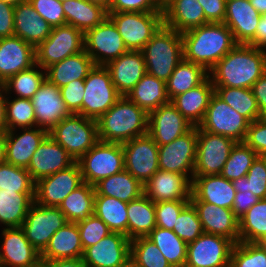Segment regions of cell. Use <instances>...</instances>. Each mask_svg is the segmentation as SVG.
Instances as JSON below:
<instances>
[{"label":"cell","instance_id":"cell-70","mask_svg":"<svg viewBox=\"0 0 266 267\" xmlns=\"http://www.w3.org/2000/svg\"><path fill=\"white\" fill-rule=\"evenodd\" d=\"M91 3H95L98 5H101L103 8H105L106 10L109 9V6L111 4V0H88Z\"/></svg>","mask_w":266,"mask_h":267},{"label":"cell","instance_id":"cell-14","mask_svg":"<svg viewBox=\"0 0 266 267\" xmlns=\"http://www.w3.org/2000/svg\"><path fill=\"white\" fill-rule=\"evenodd\" d=\"M234 245L224 236L203 233L188 243L184 267H230Z\"/></svg>","mask_w":266,"mask_h":267},{"label":"cell","instance_id":"cell-67","mask_svg":"<svg viewBox=\"0 0 266 267\" xmlns=\"http://www.w3.org/2000/svg\"><path fill=\"white\" fill-rule=\"evenodd\" d=\"M7 131L8 130H0V164L5 162Z\"/></svg>","mask_w":266,"mask_h":267},{"label":"cell","instance_id":"cell-24","mask_svg":"<svg viewBox=\"0 0 266 267\" xmlns=\"http://www.w3.org/2000/svg\"><path fill=\"white\" fill-rule=\"evenodd\" d=\"M197 211L204 233L224 236L239 242V219L232 209L202 201H190Z\"/></svg>","mask_w":266,"mask_h":267},{"label":"cell","instance_id":"cell-39","mask_svg":"<svg viewBox=\"0 0 266 267\" xmlns=\"http://www.w3.org/2000/svg\"><path fill=\"white\" fill-rule=\"evenodd\" d=\"M34 201L35 193L0 190V223L7 228L21 227Z\"/></svg>","mask_w":266,"mask_h":267},{"label":"cell","instance_id":"cell-7","mask_svg":"<svg viewBox=\"0 0 266 267\" xmlns=\"http://www.w3.org/2000/svg\"><path fill=\"white\" fill-rule=\"evenodd\" d=\"M128 50L141 51L163 25V12H107Z\"/></svg>","mask_w":266,"mask_h":267},{"label":"cell","instance_id":"cell-44","mask_svg":"<svg viewBox=\"0 0 266 267\" xmlns=\"http://www.w3.org/2000/svg\"><path fill=\"white\" fill-rule=\"evenodd\" d=\"M214 93L250 123L261 118L252 89L214 87Z\"/></svg>","mask_w":266,"mask_h":267},{"label":"cell","instance_id":"cell-53","mask_svg":"<svg viewBox=\"0 0 266 267\" xmlns=\"http://www.w3.org/2000/svg\"><path fill=\"white\" fill-rule=\"evenodd\" d=\"M173 231L187 244L204 233L197 211L191 203L178 215Z\"/></svg>","mask_w":266,"mask_h":267},{"label":"cell","instance_id":"cell-41","mask_svg":"<svg viewBox=\"0 0 266 267\" xmlns=\"http://www.w3.org/2000/svg\"><path fill=\"white\" fill-rule=\"evenodd\" d=\"M208 76L209 73L203 66L183 59L166 82L170 101L200 85Z\"/></svg>","mask_w":266,"mask_h":267},{"label":"cell","instance_id":"cell-36","mask_svg":"<svg viewBox=\"0 0 266 267\" xmlns=\"http://www.w3.org/2000/svg\"><path fill=\"white\" fill-rule=\"evenodd\" d=\"M144 185L125 169L94 185L95 195L114 197L128 203L144 194Z\"/></svg>","mask_w":266,"mask_h":267},{"label":"cell","instance_id":"cell-55","mask_svg":"<svg viewBox=\"0 0 266 267\" xmlns=\"http://www.w3.org/2000/svg\"><path fill=\"white\" fill-rule=\"evenodd\" d=\"M190 203V200L161 201L155 203L156 226L172 230L180 212Z\"/></svg>","mask_w":266,"mask_h":267},{"label":"cell","instance_id":"cell-4","mask_svg":"<svg viewBox=\"0 0 266 267\" xmlns=\"http://www.w3.org/2000/svg\"><path fill=\"white\" fill-rule=\"evenodd\" d=\"M141 51L147 73L167 82L184 59L182 35L162 25Z\"/></svg>","mask_w":266,"mask_h":267},{"label":"cell","instance_id":"cell-61","mask_svg":"<svg viewBox=\"0 0 266 267\" xmlns=\"http://www.w3.org/2000/svg\"><path fill=\"white\" fill-rule=\"evenodd\" d=\"M259 200L251 191H236L232 211L240 219Z\"/></svg>","mask_w":266,"mask_h":267},{"label":"cell","instance_id":"cell-56","mask_svg":"<svg viewBox=\"0 0 266 267\" xmlns=\"http://www.w3.org/2000/svg\"><path fill=\"white\" fill-rule=\"evenodd\" d=\"M36 12L52 27L66 24L62 2L59 0H29Z\"/></svg>","mask_w":266,"mask_h":267},{"label":"cell","instance_id":"cell-18","mask_svg":"<svg viewBox=\"0 0 266 267\" xmlns=\"http://www.w3.org/2000/svg\"><path fill=\"white\" fill-rule=\"evenodd\" d=\"M131 254V240L111 232L98 243L83 250L82 261L86 267H118Z\"/></svg>","mask_w":266,"mask_h":267},{"label":"cell","instance_id":"cell-28","mask_svg":"<svg viewBox=\"0 0 266 267\" xmlns=\"http://www.w3.org/2000/svg\"><path fill=\"white\" fill-rule=\"evenodd\" d=\"M235 194L232 181L220 174L193 176L190 201H202L232 209Z\"/></svg>","mask_w":266,"mask_h":267},{"label":"cell","instance_id":"cell-60","mask_svg":"<svg viewBox=\"0 0 266 267\" xmlns=\"http://www.w3.org/2000/svg\"><path fill=\"white\" fill-rule=\"evenodd\" d=\"M203 7L207 23H223L226 0H198Z\"/></svg>","mask_w":266,"mask_h":267},{"label":"cell","instance_id":"cell-25","mask_svg":"<svg viewBox=\"0 0 266 267\" xmlns=\"http://www.w3.org/2000/svg\"><path fill=\"white\" fill-rule=\"evenodd\" d=\"M121 96H127L147 73L142 51L129 50L105 66Z\"/></svg>","mask_w":266,"mask_h":267},{"label":"cell","instance_id":"cell-35","mask_svg":"<svg viewBox=\"0 0 266 267\" xmlns=\"http://www.w3.org/2000/svg\"><path fill=\"white\" fill-rule=\"evenodd\" d=\"M127 237H147L156 227L155 203L145 194L127 203Z\"/></svg>","mask_w":266,"mask_h":267},{"label":"cell","instance_id":"cell-51","mask_svg":"<svg viewBox=\"0 0 266 267\" xmlns=\"http://www.w3.org/2000/svg\"><path fill=\"white\" fill-rule=\"evenodd\" d=\"M236 191H251L259 199L266 198V165L258 156L245 177L232 181Z\"/></svg>","mask_w":266,"mask_h":267},{"label":"cell","instance_id":"cell-68","mask_svg":"<svg viewBox=\"0 0 266 267\" xmlns=\"http://www.w3.org/2000/svg\"><path fill=\"white\" fill-rule=\"evenodd\" d=\"M249 2L260 14L266 12V0H249Z\"/></svg>","mask_w":266,"mask_h":267},{"label":"cell","instance_id":"cell-32","mask_svg":"<svg viewBox=\"0 0 266 267\" xmlns=\"http://www.w3.org/2000/svg\"><path fill=\"white\" fill-rule=\"evenodd\" d=\"M214 94V86L208 76L200 85L174 97L170 102L192 126H199Z\"/></svg>","mask_w":266,"mask_h":267},{"label":"cell","instance_id":"cell-1","mask_svg":"<svg viewBox=\"0 0 266 267\" xmlns=\"http://www.w3.org/2000/svg\"><path fill=\"white\" fill-rule=\"evenodd\" d=\"M208 73L214 87L251 89L266 73V50L236 44Z\"/></svg>","mask_w":266,"mask_h":267},{"label":"cell","instance_id":"cell-50","mask_svg":"<svg viewBox=\"0 0 266 267\" xmlns=\"http://www.w3.org/2000/svg\"><path fill=\"white\" fill-rule=\"evenodd\" d=\"M130 255L142 267H172L156 244L148 237L131 240Z\"/></svg>","mask_w":266,"mask_h":267},{"label":"cell","instance_id":"cell-63","mask_svg":"<svg viewBox=\"0 0 266 267\" xmlns=\"http://www.w3.org/2000/svg\"><path fill=\"white\" fill-rule=\"evenodd\" d=\"M261 118H266V73H264L252 86Z\"/></svg>","mask_w":266,"mask_h":267},{"label":"cell","instance_id":"cell-9","mask_svg":"<svg viewBox=\"0 0 266 267\" xmlns=\"http://www.w3.org/2000/svg\"><path fill=\"white\" fill-rule=\"evenodd\" d=\"M82 116L98 120L121 97L105 66H94L84 79Z\"/></svg>","mask_w":266,"mask_h":267},{"label":"cell","instance_id":"cell-42","mask_svg":"<svg viewBox=\"0 0 266 267\" xmlns=\"http://www.w3.org/2000/svg\"><path fill=\"white\" fill-rule=\"evenodd\" d=\"M94 214L103 220L111 232L127 236V203L103 195H95Z\"/></svg>","mask_w":266,"mask_h":267},{"label":"cell","instance_id":"cell-23","mask_svg":"<svg viewBox=\"0 0 266 267\" xmlns=\"http://www.w3.org/2000/svg\"><path fill=\"white\" fill-rule=\"evenodd\" d=\"M143 187L154 203L191 199L192 181L183 174L159 169Z\"/></svg>","mask_w":266,"mask_h":267},{"label":"cell","instance_id":"cell-33","mask_svg":"<svg viewBox=\"0 0 266 267\" xmlns=\"http://www.w3.org/2000/svg\"><path fill=\"white\" fill-rule=\"evenodd\" d=\"M82 255L79 228L76 223L67 222L50 238L40 258L41 260L79 259Z\"/></svg>","mask_w":266,"mask_h":267},{"label":"cell","instance_id":"cell-20","mask_svg":"<svg viewBox=\"0 0 266 267\" xmlns=\"http://www.w3.org/2000/svg\"><path fill=\"white\" fill-rule=\"evenodd\" d=\"M0 267H36L40 253L27 240L21 227L4 228Z\"/></svg>","mask_w":266,"mask_h":267},{"label":"cell","instance_id":"cell-13","mask_svg":"<svg viewBox=\"0 0 266 267\" xmlns=\"http://www.w3.org/2000/svg\"><path fill=\"white\" fill-rule=\"evenodd\" d=\"M66 223L65 215L58 207L42 206L34 201L21 228L27 240L41 254L54 233Z\"/></svg>","mask_w":266,"mask_h":267},{"label":"cell","instance_id":"cell-5","mask_svg":"<svg viewBox=\"0 0 266 267\" xmlns=\"http://www.w3.org/2000/svg\"><path fill=\"white\" fill-rule=\"evenodd\" d=\"M49 135L77 162L98 141L97 120L80 114H71L50 131Z\"/></svg>","mask_w":266,"mask_h":267},{"label":"cell","instance_id":"cell-57","mask_svg":"<svg viewBox=\"0 0 266 267\" xmlns=\"http://www.w3.org/2000/svg\"><path fill=\"white\" fill-rule=\"evenodd\" d=\"M107 12H163L159 0H111Z\"/></svg>","mask_w":266,"mask_h":267},{"label":"cell","instance_id":"cell-43","mask_svg":"<svg viewBox=\"0 0 266 267\" xmlns=\"http://www.w3.org/2000/svg\"><path fill=\"white\" fill-rule=\"evenodd\" d=\"M147 237L156 244L172 267L185 266L188 244L174 231L156 226Z\"/></svg>","mask_w":266,"mask_h":267},{"label":"cell","instance_id":"cell-73","mask_svg":"<svg viewBox=\"0 0 266 267\" xmlns=\"http://www.w3.org/2000/svg\"><path fill=\"white\" fill-rule=\"evenodd\" d=\"M260 157L262 158V160L264 161V163L266 165V153L260 155Z\"/></svg>","mask_w":266,"mask_h":267},{"label":"cell","instance_id":"cell-12","mask_svg":"<svg viewBox=\"0 0 266 267\" xmlns=\"http://www.w3.org/2000/svg\"><path fill=\"white\" fill-rule=\"evenodd\" d=\"M236 142L197 126V152L193 176L219 175Z\"/></svg>","mask_w":266,"mask_h":267},{"label":"cell","instance_id":"cell-16","mask_svg":"<svg viewBox=\"0 0 266 267\" xmlns=\"http://www.w3.org/2000/svg\"><path fill=\"white\" fill-rule=\"evenodd\" d=\"M122 147L125 170L145 185L159 170L158 144L147 133L128 140Z\"/></svg>","mask_w":266,"mask_h":267},{"label":"cell","instance_id":"cell-46","mask_svg":"<svg viewBox=\"0 0 266 267\" xmlns=\"http://www.w3.org/2000/svg\"><path fill=\"white\" fill-rule=\"evenodd\" d=\"M258 156L245 142H236L220 175L230 181L245 177Z\"/></svg>","mask_w":266,"mask_h":267},{"label":"cell","instance_id":"cell-26","mask_svg":"<svg viewBox=\"0 0 266 267\" xmlns=\"http://www.w3.org/2000/svg\"><path fill=\"white\" fill-rule=\"evenodd\" d=\"M35 64V48L20 37L0 39V83Z\"/></svg>","mask_w":266,"mask_h":267},{"label":"cell","instance_id":"cell-17","mask_svg":"<svg viewBox=\"0 0 266 267\" xmlns=\"http://www.w3.org/2000/svg\"><path fill=\"white\" fill-rule=\"evenodd\" d=\"M83 183L80 166L75 162L65 170L39 179L35 186V202L42 206L59 207Z\"/></svg>","mask_w":266,"mask_h":267},{"label":"cell","instance_id":"cell-71","mask_svg":"<svg viewBox=\"0 0 266 267\" xmlns=\"http://www.w3.org/2000/svg\"><path fill=\"white\" fill-rule=\"evenodd\" d=\"M0 1L3 2V3L10 4L12 6H15V5H17V4L21 3V2H25L27 0H0Z\"/></svg>","mask_w":266,"mask_h":267},{"label":"cell","instance_id":"cell-72","mask_svg":"<svg viewBox=\"0 0 266 267\" xmlns=\"http://www.w3.org/2000/svg\"><path fill=\"white\" fill-rule=\"evenodd\" d=\"M259 243L266 249V236Z\"/></svg>","mask_w":266,"mask_h":267},{"label":"cell","instance_id":"cell-38","mask_svg":"<svg viewBox=\"0 0 266 267\" xmlns=\"http://www.w3.org/2000/svg\"><path fill=\"white\" fill-rule=\"evenodd\" d=\"M66 24L85 33L99 25L107 16V10L88 0H69L62 3Z\"/></svg>","mask_w":266,"mask_h":267},{"label":"cell","instance_id":"cell-64","mask_svg":"<svg viewBox=\"0 0 266 267\" xmlns=\"http://www.w3.org/2000/svg\"><path fill=\"white\" fill-rule=\"evenodd\" d=\"M247 44L258 49H266V12L261 14L255 36Z\"/></svg>","mask_w":266,"mask_h":267},{"label":"cell","instance_id":"cell-34","mask_svg":"<svg viewBox=\"0 0 266 267\" xmlns=\"http://www.w3.org/2000/svg\"><path fill=\"white\" fill-rule=\"evenodd\" d=\"M95 63L85 50L69 56L46 69V79L61 88L72 81L84 80Z\"/></svg>","mask_w":266,"mask_h":267},{"label":"cell","instance_id":"cell-15","mask_svg":"<svg viewBox=\"0 0 266 267\" xmlns=\"http://www.w3.org/2000/svg\"><path fill=\"white\" fill-rule=\"evenodd\" d=\"M197 152V127L165 145H158L159 169L186 175L191 181ZM187 173H191V178Z\"/></svg>","mask_w":266,"mask_h":267},{"label":"cell","instance_id":"cell-27","mask_svg":"<svg viewBox=\"0 0 266 267\" xmlns=\"http://www.w3.org/2000/svg\"><path fill=\"white\" fill-rule=\"evenodd\" d=\"M261 14L249 0H226L224 24L237 44H247L256 33Z\"/></svg>","mask_w":266,"mask_h":267},{"label":"cell","instance_id":"cell-10","mask_svg":"<svg viewBox=\"0 0 266 267\" xmlns=\"http://www.w3.org/2000/svg\"><path fill=\"white\" fill-rule=\"evenodd\" d=\"M84 50L96 66H106L129 51L116 25L108 16L95 28L84 33Z\"/></svg>","mask_w":266,"mask_h":267},{"label":"cell","instance_id":"cell-22","mask_svg":"<svg viewBox=\"0 0 266 267\" xmlns=\"http://www.w3.org/2000/svg\"><path fill=\"white\" fill-rule=\"evenodd\" d=\"M75 163L68 152L48 135L32 155L27 167L32 179H39L65 170Z\"/></svg>","mask_w":266,"mask_h":267},{"label":"cell","instance_id":"cell-29","mask_svg":"<svg viewBox=\"0 0 266 267\" xmlns=\"http://www.w3.org/2000/svg\"><path fill=\"white\" fill-rule=\"evenodd\" d=\"M207 24L198 0H167L163 3V25L179 33Z\"/></svg>","mask_w":266,"mask_h":267},{"label":"cell","instance_id":"cell-40","mask_svg":"<svg viewBox=\"0 0 266 267\" xmlns=\"http://www.w3.org/2000/svg\"><path fill=\"white\" fill-rule=\"evenodd\" d=\"M95 189L94 186L83 183L73 190L59 205L67 222L79 223L94 214Z\"/></svg>","mask_w":266,"mask_h":267},{"label":"cell","instance_id":"cell-54","mask_svg":"<svg viewBox=\"0 0 266 267\" xmlns=\"http://www.w3.org/2000/svg\"><path fill=\"white\" fill-rule=\"evenodd\" d=\"M83 250L98 243L111 233L106 223L95 214L89 216L85 221L77 223Z\"/></svg>","mask_w":266,"mask_h":267},{"label":"cell","instance_id":"cell-75","mask_svg":"<svg viewBox=\"0 0 266 267\" xmlns=\"http://www.w3.org/2000/svg\"><path fill=\"white\" fill-rule=\"evenodd\" d=\"M162 4L165 3L167 0H159Z\"/></svg>","mask_w":266,"mask_h":267},{"label":"cell","instance_id":"cell-52","mask_svg":"<svg viewBox=\"0 0 266 267\" xmlns=\"http://www.w3.org/2000/svg\"><path fill=\"white\" fill-rule=\"evenodd\" d=\"M230 267H266V249L260 243L238 242L231 253Z\"/></svg>","mask_w":266,"mask_h":267},{"label":"cell","instance_id":"cell-2","mask_svg":"<svg viewBox=\"0 0 266 267\" xmlns=\"http://www.w3.org/2000/svg\"><path fill=\"white\" fill-rule=\"evenodd\" d=\"M181 35L184 59L208 72L237 44L224 23H207Z\"/></svg>","mask_w":266,"mask_h":267},{"label":"cell","instance_id":"cell-11","mask_svg":"<svg viewBox=\"0 0 266 267\" xmlns=\"http://www.w3.org/2000/svg\"><path fill=\"white\" fill-rule=\"evenodd\" d=\"M250 122L232 109L215 93L199 128L213 134L226 136L235 142H244Z\"/></svg>","mask_w":266,"mask_h":267},{"label":"cell","instance_id":"cell-66","mask_svg":"<svg viewBox=\"0 0 266 267\" xmlns=\"http://www.w3.org/2000/svg\"><path fill=\"white\" fill-rule=\"evenodd\" d=\"M6 93V89L3 83H0V130H7V122H6V100L7 95H3Z\"/></svg>","mask_w":266,"mask_h":267},{"label":"cell","instance_id":"cell-6","mask_svg":"<svg viewBox=\"0 0 266 267\" xmlns=\"http://www.w3.org/2000/svg\"><path fill=\"white\" fill-rule=\"evenodd\" d=\"M77 163L83 181L94 186L100 180L125 169L122 144L99 140Z\"/></svg>","mask_w":266,"mask_h":267},{"label":"cell","instance_id":"cell-30","mask_svg":"<svg viewBox=\"0 0 266 267\" xmlns=\"http://www.w3.org/2000/svg\"><path fill=\"white\" fill-rule=\"evenodd\" d=\"M33 127L24 128L23 133L14 136L15 130H8L6 137L5 162L11 165L26 168L30 164L32 155L42 141L49 135L45 129Z\"/></svg>","mask_w":266,"mask_h":267},{"label":"cell","instance_id":"cell-19","mask_svg":"<svg viewBox=\"0 0 266 267\" xmlns=\"http://www.w3.org/2000/svg\"><path fill=\"white\" fill-rule=\"evenodd\" d=\"M31 100L34 107L36 127L38 126L48 132L62 119L72 114L62 99L60 88L46 78Z\"/></svg>","mask_w":266,"mask_h":267},{"label":"cell","instance_id":"cell-59","mask_svg":"<svg viewBox=\"0 0 266 267\" xmlns=\"http://www.w3.org/2000/svg\"><path fill=\"white\" fill-rule=\"evenodd\" d=\"M244 142L259 156L266 153V118L250 123Z\"/></svg>","mask_w":266,"mask_h":267},{"label":"cell","instance_id":"cell-48","mask_svg":"<svg viewBox=\"0 0 266 267\" xmlns=\"http://www.w3.org/2000/svg\"><path fill=\"white\" fill-rule=\"evenodd\" d=\"M35 186L36 182L26 168L17 167L7 162L0 164V190L35 193Z\"/></svg>","mask_w":266,"mask_h":267},{"label":"cell","instance_id":"cell-58","mask_svg":"<svg viewBox=\"0 0 266 267\" xmlns=\"http://www.w3.org/2000/svg\"><path fill=\"white\" fill-rule=\"evenodd\" d=\"M84 93V80H75L60 88L62 99L72 114L82 115Z\"/></svg>","mask_w":266,"mask_h":267},{"label":"cell","instance_id":"cell-21","mask_svg":"<svg viewBox=\"0 0 266 267\" xmlns=\"http://www.w3.org/2000/svg\"><path fill=\"white\" fill-rule=\"evenodd\" d=\"M192 127L171 102L149 113L148 134L158 145L172 142Z\"/></svg>","mask_w":266,"mask_h":267},{"label":"cell","instance_id":"cell-76","mask_svg":"<svg viewBox=\"0 0 266 267\" xmlns=\"http://www.w3.org/2000/svg\"><path fill=\"white\" fill-rule=\"evenodd\" d=\"M60 2H62V3H64V2H67V1H69V0H59Z\"/></svg>","mask_w":266,"mask_h":267},{"label":"cell","instance_id":"cell-47","mask_svg":"<svg viewBox=\"0 0 266 267\" xmlns=\"http://www.w3.org/2000/svg\"><path fill=\"white\" fill-rule=\"evenodd\" d=\"M40 68L41 71L35 69ZM43 68L39 67L36 63L26 70H22L9 77L3 84L6 89V94H9L13 88L17 97L31 99L34 94L38 91L41 83L46 78V72L43 73Z\"/></svg>","mask_w":266,"mask_h":267},{"label":"cell","instance_id":"cell-8","mask_svg":"<svg viewBox=\"0 0 266 267\" xmlns=\"http://www.w3.org/2000/svg\"><path fill=\"white\" fill-rule=\"evenodd\" d=\"M84 50V33L72 25L52 27L48 38L35 48V63L46 69Z\"/></svg>","mask_w":266,"mask_h":267},{"label":"cell","instance_id":"cell-37","mask_svg":"<svg viewBox=\"0 0 266 267\" xmlns=\"http://www.w3.org/2000/svg\"><path fill=\"white\" fill-rule=\"evenodd\" d=\"M127 97L148 114L170 102L166 82L146 73Z\"/></svg>","mask_w":266,"mask_h":267},{"label":"cell","instance_id":"cell-65","mask_svg":"<svg viewBox=\"0 0 266 267\" xmlns=\"http://www.w3.org/2000/svg\"><path fill=\"white\" fill-rule=\"evenodd\" d=\"M44 267H86L82 259L41 260Z\"/></svg>","mask_w":266,"mask_h":267},{"label":"cell","instance_id":"cell-69","mask_svg":"<svg viewBox=\"0 0 266 267\" xmlns=\"http://www.w3.org/2000/svg\"><path fill=\"white\" fill-rule=\"evenodd\" d=\"M118 267H142L138 264L130 255L124 262H122Z\"/></svg>","mask_w":266,"mask_h":267},{"label":"cell","instance_id":"cell-74","mask_svg":"<svg viewBox=\"0 0 266 267\" xmlns=\"http://www.w3.org/2000/svg\"><path fill=\"white\" fill-rule=\"evenodd\" d=\"M36 267H44L43 264L40 262Z\"/></svg>","mask_w":266,"mask_h":267},{"label":"cell","instance_id":"cell-45","mask_svg":"<svg viewBox=\"0 0 266 267\" xmlns=\"http://www.w3.org/2000/svg\"><path fill=\"white\" fill-rule=\"evenodd\" d=\"M266 236V198L239 219V242L259 243Z\"/></svg>","mask_w":266,"mask_h":267},{"label":"cell","instance_id":"cell-31","mask_svg":"<svg viewBox=\"0 0 266 267\" xmlns=\"http://www.w3.org/2000/svg\"><path fill=\"white\" fill-rule=\"evenodd\" d=\"M52 26L33 8L29 0L14 6V36L36 48L50 35Z\"/></svg>","mask_w":266,"mask_h":267},{"label":"cell","instance_id":"cell-62","mask_svg":"<svg viewBox=\"0 0 266 267\" xmlns=\"http://www.w3.org/2000/svg\"><path fill=\"white\" fill-rule=\"evenodd\" d=\"M14 36V6L0 1V39Z\"/></svg>","mask_w":266,"mask_h":267},{"label":"cell","instance_id":"cell-3","mask_svg":"<svg viewBox=\"0 0 266 267\" xmlns=\"http://www.w3.org/2000/svg\"><path fill=\"white\" fill-rule=\"evenodd\" d=\"M149 114L121 96L98 120L99 140L123 144L128 140L148 133Z\"/></svg>","mask_w":266,"mask_h":267},{"label":"cell","instance_id":"cell-49","mask_svg":"<svg viewBox=\"0 0 266 267\" xmlns=\"http://www.w3.org/2000/svg\"><path fill=\"white\" fill-rule=\"evenodd\" d=\"M6 100V122L7 130L18 128H33L36 127V118L32 100L28 98H19L9 101Z\"/></svg>","mask_w":266,"mask_h":267}]
</instances>
